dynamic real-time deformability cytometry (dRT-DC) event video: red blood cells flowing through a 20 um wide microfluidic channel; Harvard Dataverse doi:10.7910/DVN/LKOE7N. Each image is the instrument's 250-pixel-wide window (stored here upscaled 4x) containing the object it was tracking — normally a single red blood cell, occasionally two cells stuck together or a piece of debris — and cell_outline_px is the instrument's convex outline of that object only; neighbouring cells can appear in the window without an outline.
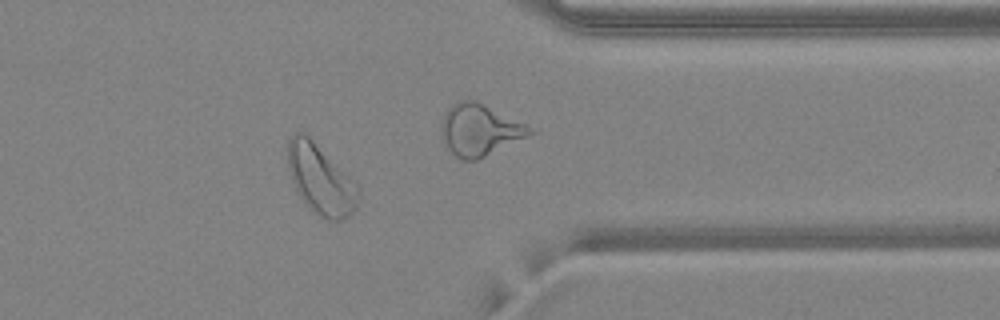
{"species": "common noctule bat (a hibernating species)", "species_latin": "Nyctalus noctula", "temperature_condition": "warm", "stored_images_in_passage": 39, "camera_frame_rate_fps": 3000, "um_per_image_px": 0.085, "animal": {"sex": "female", "body_mass_g": 24.6, "forearm_length_mm": 56.2}, "frame": {"image": 1, "passage_image": 29, "time_ms": 9.333, "image_size_px": [1000, 320], "cell_outline_px": [[360, 196], [356, 208], [348, 216], [340, 220], [328, 220], [312, 212], [308, 208], [300, 196], [288, 172], [288, 140], [296, 132], [304, 132], [360, 188]], "centroid_in_image_um": [27.24, 15.29], "position_along_channel_um": 384.2, "area_um2": 28.21}, "authors_computed_cell_mechanics": {"area_um2": 22.542, "velocity_mm_per_s": 4.1169, "shape_relaxation_time_tau1_ms": 10.083, "shape_relaxation_time_tau2_ms": 4.752, "deformation_change_tau1": 0.1751, "deformation_change_tau2": 0.1052}}